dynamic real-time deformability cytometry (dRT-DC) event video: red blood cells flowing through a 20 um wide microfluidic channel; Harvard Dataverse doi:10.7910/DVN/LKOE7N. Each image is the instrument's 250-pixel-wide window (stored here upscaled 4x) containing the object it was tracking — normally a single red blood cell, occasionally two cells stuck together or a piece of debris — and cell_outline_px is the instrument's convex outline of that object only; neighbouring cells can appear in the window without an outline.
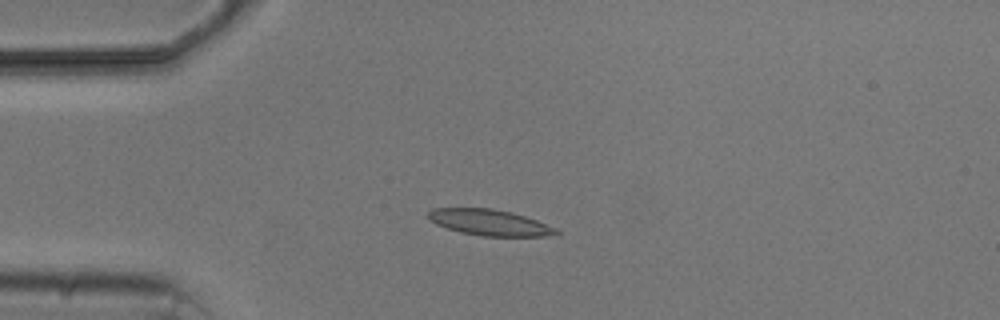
{"species": "common noctule bat (a hibernating species)", "species_latin": "Nyctalus noctula", "temperature_condition": "cold", "stored_images_in_passage": 5, "camera_frame_rate_fps": 3000, "um_per_image_px": 0.085, "animal": {"sex": "male", "body_mass_g": 20.5, "forearm_length_mm": 52.5}, "frame": {"image": 1, "passage_image": 4, "time_ms": 3.333, "image_size_px": [1000, 320], "cell_outline_px": [[560, 232], [544, 236], [484, 236], [460, 232], [436, 224], [428, 220], [428, 212], [432, 208], [492, 208], [512, 212], [536, 220], [556, 228]], "centroid_in_image_um": [41.57, 18.9], "position_along_channel_um": 43.4, "area_um2": 19.25}}